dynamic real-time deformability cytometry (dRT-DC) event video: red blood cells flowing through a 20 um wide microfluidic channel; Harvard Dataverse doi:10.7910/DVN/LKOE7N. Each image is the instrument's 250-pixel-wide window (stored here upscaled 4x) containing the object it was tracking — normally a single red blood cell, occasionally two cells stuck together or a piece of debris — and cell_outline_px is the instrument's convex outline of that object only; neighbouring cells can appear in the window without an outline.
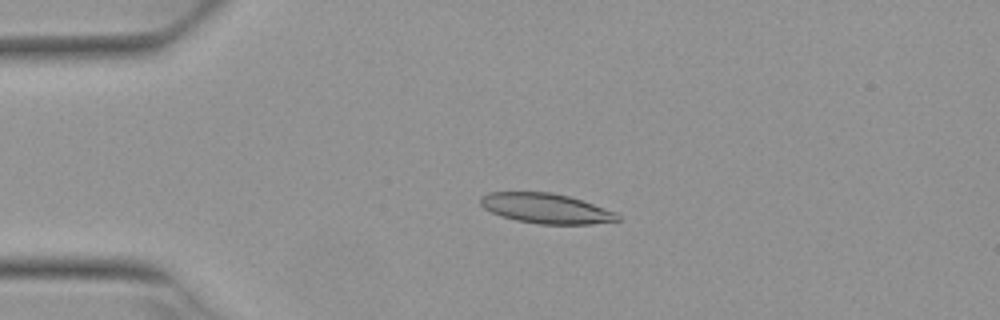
{"species": "Egyptian fruit bat (a non-hibernating species)", "species_latin": "Rousettus aegyptiacus", "temperature_condition": "warm", "stored_images_in_passage": 5, "camera_frame_rate_fps": 3000, "um_per_image_px": 0.085, "animal": {"sex": "female"}, "frame": {"image": 1, "passage_image": 4, "time_ms": 1.0, "image_size_px": [1000, 320], "cell_outline_px": [[620, 220], [592, 224], [540, 224], [516, 220], [500, 216], [484, 208], [480, 204], [480, 196], [488, 192], [552, 192], [568, 196], [616, 212], [620, 216]], "centroid_in_image_um": [46.38, 17.71], "position_along_channel_um": 38.6, "area_um2": 23.87}}
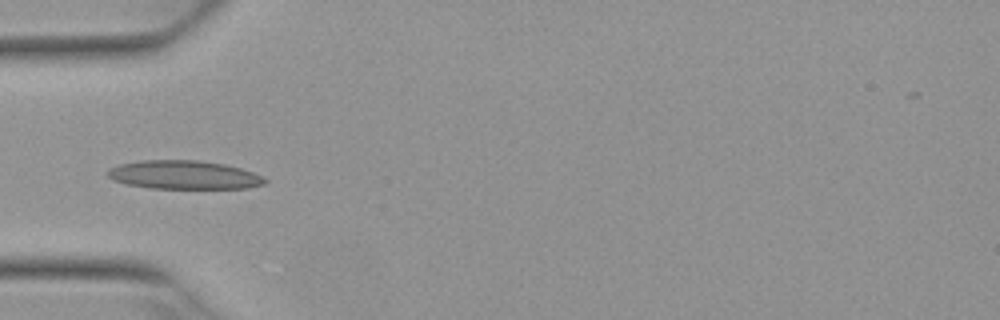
{"frame": {"image": 2, "passage_image": 5, "time_ms": 1.333, "image_size_px": [1000, 320], "cell_outline_px": [[268, 180], [264, 184], [248, 188], [152, 188], [128, 184], [112, 180], [108, 176], [108, 168], [120, 164], [140, 160], [196, 160], [224, 164], [240, 168], [252, 172]], "centroid_in_image_um": [15.61, 14.86], "position_along_channel_um": 69.4, "area_um2": 26.01}}